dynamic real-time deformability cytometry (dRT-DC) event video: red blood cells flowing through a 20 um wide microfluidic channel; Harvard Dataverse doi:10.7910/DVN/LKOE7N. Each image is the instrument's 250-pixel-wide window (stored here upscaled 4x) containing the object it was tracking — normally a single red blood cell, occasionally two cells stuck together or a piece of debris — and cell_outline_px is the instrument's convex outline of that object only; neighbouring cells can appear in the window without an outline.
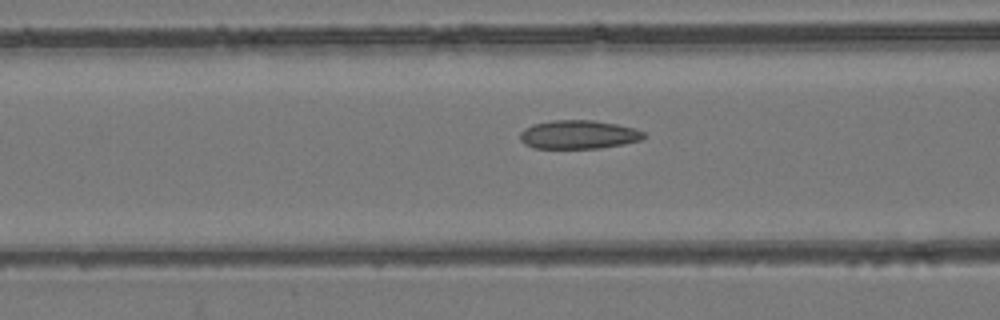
{"species": "common noctule bat (a hibernating species)", "species_latin": "Nyctalus noctula", "temperature_condition": "room temperature", "stored_images_in_passage": 46, "camera_frame_rate_fps": 3000, "um_per_image_px": 0.085, "animal": {"sex": "female", "body_mass_g": 24.6, "forearm_length_mm": 56.2}, "frame": {"image": 1, "passage_image": 14, "time_ms": 4.333, "image_size_px": [1000, 320], "cell_outline_px": [[648, 136], [640, 140], [624, 144], [600, 148], [532, 148], [524, 144], [520, 140], [520, 132], [524, 128], [532, 124], [552, 120], [592, 120], [616, 124], [636, 128], [644, 132]], "centroid_in_image_um": [49.17, 11.44], "position_along_channel_um": 117.4, "area_um2": 20.87}}
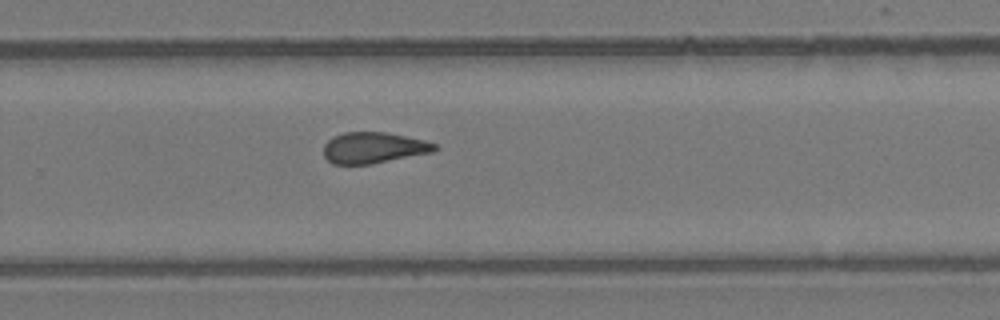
{"frame": {"image": 2, "passage_image": 28, "time_ms": 9.0, "image_size_px": [1000, 320], "cell_outline_px": [[440, 148], [432, 152], [372, 164], [332, 164], [324, 156], [324, 144], [332, 136], [344, 132], [388, 132], [424, 140], [436, 144]], "centroid_in_image_um": [31.75, 12.55], "position_along_channel_um": 298.1, "area_um2": 20.23}}
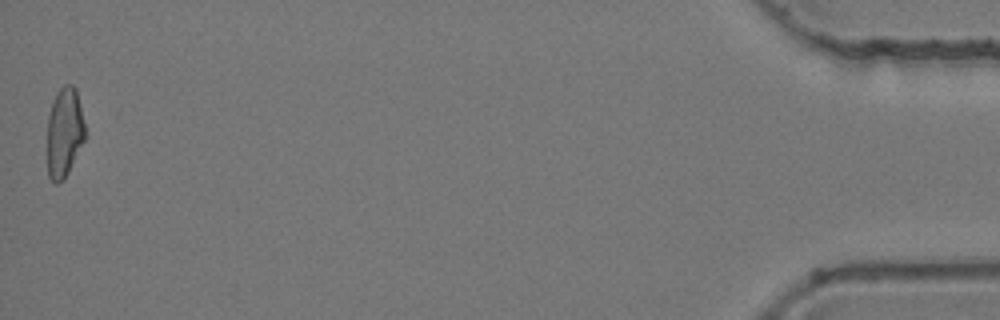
{"frame": {"image": 3, "passage_image": 46, "time_ms": 15.0, "image_size_px": [1000, 320], "cell_outline_px": [[84, 140], [64, 180], [56, 184], [48, 176], [48, 116], [52, 100], [56, 92], [64, 84], [72, 84], [76, 88], [84, 124]], "centroid_in_image_um": [5.45, 11.23], "position_along_channel_um": 429.7, "area_um2": 19.59}, "authors_computed_cell_mechanics": {"area_um2": 20.6057, "velocity_mm_per_s": 3.8821, "shape_relaxation_time_tau1_ms": null, "shape_relaxation_time_tau2_ms": 2.846, "deformation_change_tau1": null, "deformation_change_tau2": 0.1181}}